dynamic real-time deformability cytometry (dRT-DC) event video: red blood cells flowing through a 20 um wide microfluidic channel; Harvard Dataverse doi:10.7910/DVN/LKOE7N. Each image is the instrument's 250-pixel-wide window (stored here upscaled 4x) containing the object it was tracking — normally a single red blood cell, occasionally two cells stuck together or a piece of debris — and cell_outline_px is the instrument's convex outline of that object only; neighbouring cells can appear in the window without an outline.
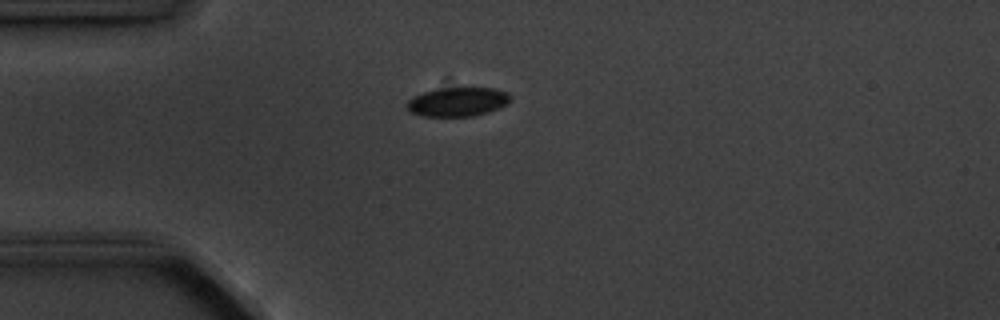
{"species": "common noctule bat (a hibernating species)", "species_latin": "Nyctalus noctula", "temperature_condition": "cold", "stored_images_in_passage": 12, "camera_frame_rate_fps": 3000, "um_per_image_px": 0.085, "animal": {"sex": "male", "body_mass_g": 20.1, "forearm_length_mm": 53.5}, "frame": {"image": 1, "passage_image": 1, "time_ms": 0.0, "image_size_px": [1000, 320], "cell_outline_px": [[512, 100], [508, 104], [488, 112], [472, 116], [424, 116], [408, 112], [404, 104], [412, 96], [436, 88], [492, 88], [508, 92], [512, 96]], "centroid_in_image_um": [38.88, 8.65], "position_along_channel_um": 46.1, "area_um2": 17.8}}
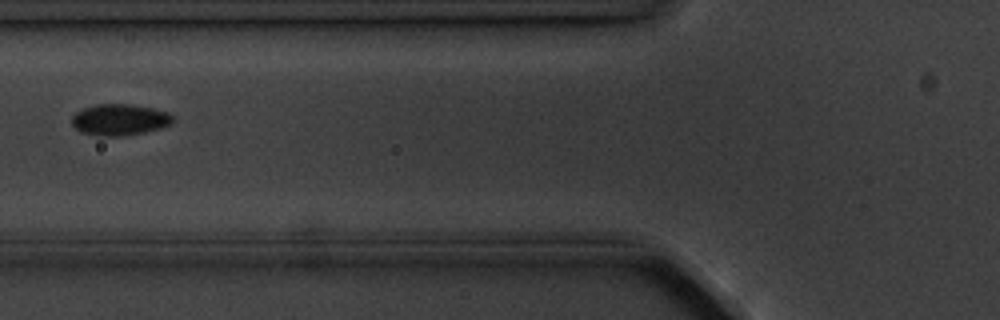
{"frame": {"image": 2, "passage_image": 3, "time_ms": 2.333, "image_size_px": [1000, 320], "cell_outline_px": [[172, 124], [160, 128], [144, 132], [124, 136], [100, 136], [80, 132], [72, 124], [72, 116], [76, 112], [84, 108], [96, 104], [132, 104], [156, 108], [168, 112], [172, 116]], "centroid_in_image_um": [10.18, 10.17], "position_along_channel_um": 115.6, "area_um2": 18.55}}
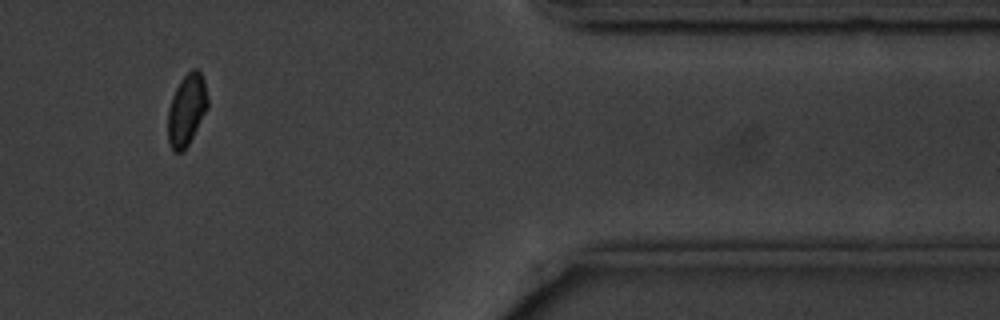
{"frame": {"image": 3, "passage_image": 10, "time_ms": 11.0, "image_size_px": [1000, 320], "cell_outline_px": [[208, 108], [184, 152], [172, 152], [168, 140], [168, 112], [172, 96], [180, 80], [192, 68], [196, 68], [200, 72], [204, 80], [208, 100]], "centroid_in_image_um": [15.86, 9.35], "position_along_channel_um": 395.5, "area_um2": 16.65}}